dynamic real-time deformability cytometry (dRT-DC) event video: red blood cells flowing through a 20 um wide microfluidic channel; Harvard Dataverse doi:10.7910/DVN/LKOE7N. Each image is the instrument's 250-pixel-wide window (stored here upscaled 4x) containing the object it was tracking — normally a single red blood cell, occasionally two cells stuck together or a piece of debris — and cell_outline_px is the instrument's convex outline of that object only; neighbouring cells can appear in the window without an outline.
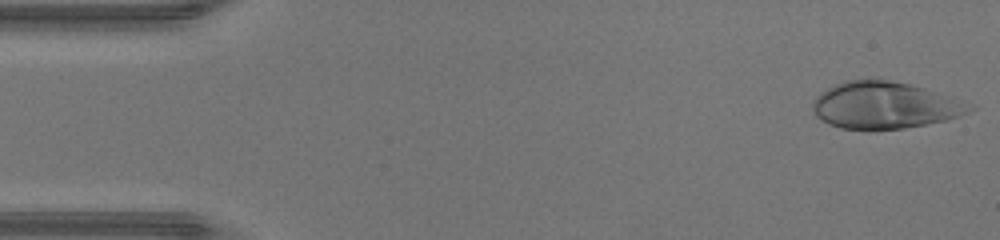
{"species": "human", "species_latin": "Homo sapiens", "temperature_condition": "warm", "stored_images_in_passage": 45, "camera_frame_rate_fps": 3000, "um_per_image_px": 0.085, "donor": {"sex": "male"}, "frame": {"image": 1, "passage_image": 1, "time_ms": 0.0, "image_size_px": [1000, 240], "cell_outline_px": [[976, 108], [960, 116], [944, 120], [904, 128], [840, 128], [828, 124], [820, 120], [816, 116], [812, 108], [812, 104], [816, 96], [820, 92], [844, 80], [888, 80], [908, 84], [924, 88], [976, 104]], "centroid_in_image_um": [75.21, 8.94], "position_along_channel_um": 9.8, "area_um2": 42.43}}
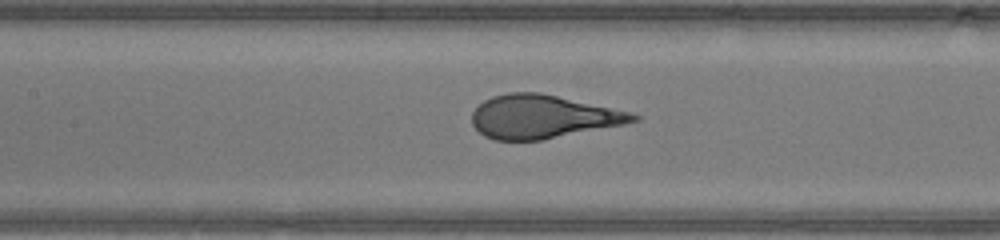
{"frame": {"image": 2, "passage_image": 20, "time_ms": 6.333, "image_size_px": [1000, 240], "cell_outline_px": [[640, 120], [624, 124], [540, 140], [496, 140], [484, 136], [472, 124], [472, 112], [484, 100], [492, 96], [508, 92], [540, 92], [632, 112], [640, 116]], "centroid_in_image_um": [46.12, 9.91], "position_along_channel_um": 161.3, "area_um2": 40.58}}
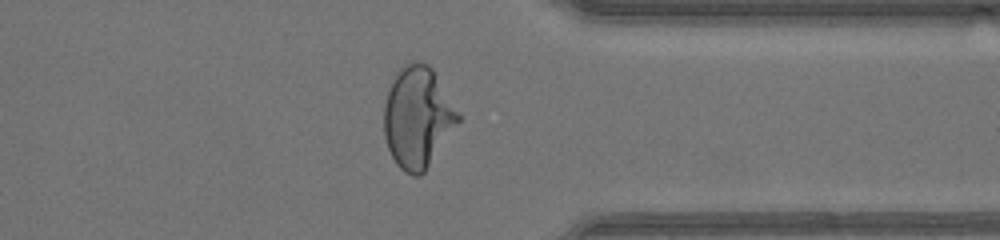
{"frame": {"image": 3, "passage_image": 35, "time_ms": 11.333, "image_size_px": [1000, 240], "cell_outline_px": [[460, 120], [424, 172], [420, 176], [412, 176], [404, 172], [396, 164], [388, 148], [384, 136], [384, 104], [388, 88], [396, 72], [404, 64], [416, 60], [428, 64], [432, 68], [460, 116]], "centroid_in_image_um": [35.46, 9.97], "position_along_channel_um": 375.9, "area_um2": 43.47}, "authors_computed_cell_mechanics": {"area_um2": 41.4426, "velocity_mm_per_s": 4.4387, "shape_relaxation_time_tau1_ms": 4.6265, "shape_relaxation_time_tau2_ms": null, "deformation_change_tau1": 0.3053, "deformation_change_tau2": null}}